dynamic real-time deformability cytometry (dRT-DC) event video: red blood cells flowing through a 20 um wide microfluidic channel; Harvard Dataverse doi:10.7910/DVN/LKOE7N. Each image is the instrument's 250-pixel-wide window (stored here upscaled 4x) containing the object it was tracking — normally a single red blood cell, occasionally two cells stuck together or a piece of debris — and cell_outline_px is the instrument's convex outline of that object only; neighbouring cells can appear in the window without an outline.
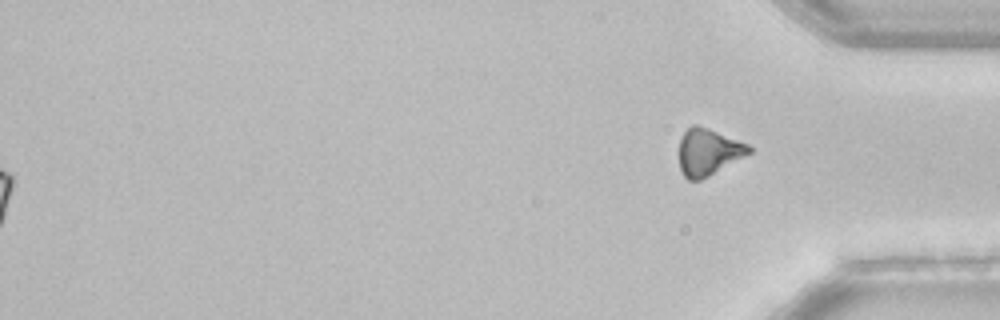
{"species": "common noctule bat (a hibernating species)", "species_latin": "Nyctalus noctula", "temperature_condition": "room temperature", "stored_images_in_passage": 55, "segment_of_instrument_passage": [2, 2], "camera_frame_rate_fps": 3000, "um_per_image_px": 0.085, "animal": {"sex": "female", "body_mass_g": 22.7, "forearm_length_mm": 54.2}, "frame": {"image": 1, "passage_image": 55, "time_ms": 18.0, "image_size_px": [1000, 320], "cell_outline_px": [[752, 152], [708, 176], [700, 180], [688, 180], [684, 176], [680, 168], [680, 136], [692, 124], [696, 124], [708, 128], [748, 144], [752, 148]], "centroid_in_image_um": [60.19, 12.91], "position_along_channel_um": 375.0, "area_um2": 18.84}}